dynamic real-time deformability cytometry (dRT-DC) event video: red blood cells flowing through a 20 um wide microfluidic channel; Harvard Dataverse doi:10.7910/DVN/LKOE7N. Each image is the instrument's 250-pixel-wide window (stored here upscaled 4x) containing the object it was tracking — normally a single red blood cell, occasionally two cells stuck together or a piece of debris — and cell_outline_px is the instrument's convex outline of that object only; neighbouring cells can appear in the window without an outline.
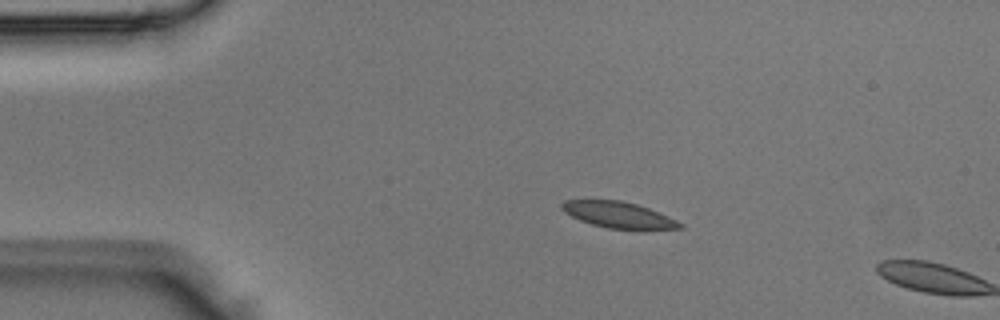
{"species": "Egyptian fruit bat (a non-hibernating species)", "species_latin": "Rousettus aegyptiacus", "temperature_condition": "room temperature", "stored_images_in_passage": 2, "camera_frame_rate_fps": 3000, "um_per_image_px": 0.085, "animal": {"sex": "male"}, "frame": {"image": 1, "passage_image": 1, "time_ms": 0.0, "image_size_px": [1000, 320], "cell_outline_px": [[684, 228], [640, 232], [608, 228], [592, 224], [580, 220], [564, 212], [560, 208], [560, 204], [564, 200], [620, 200], [636, 204], [648, 208], [668, 216], [684, 224]], "centroid_in_image_um": [52.65, 18.31], "position_along_channel_um": 32.4, "area_um2": 18.67}}